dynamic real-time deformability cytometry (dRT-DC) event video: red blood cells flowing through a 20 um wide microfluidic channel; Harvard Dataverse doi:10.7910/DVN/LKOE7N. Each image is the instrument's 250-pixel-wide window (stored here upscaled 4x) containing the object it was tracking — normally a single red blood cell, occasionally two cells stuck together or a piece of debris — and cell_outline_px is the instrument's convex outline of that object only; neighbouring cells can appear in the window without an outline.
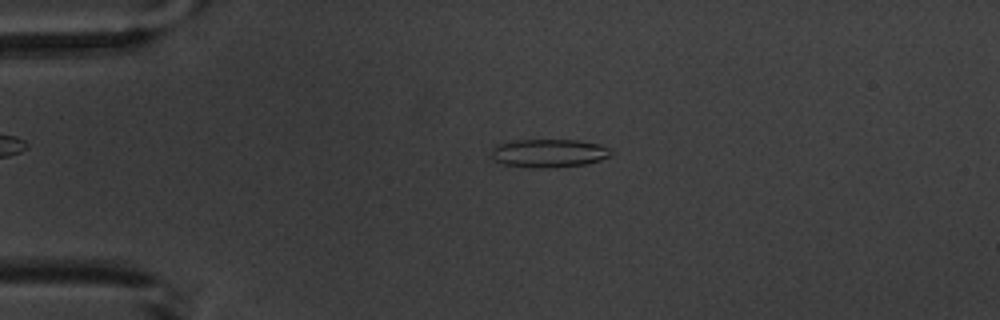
{"species": "common noctule bat (a hibernating species)", "species_latin": "Nyctalus noctula", "temperature_condition": "warm", "stored_images_in_passage": 4, "camera_frame_rate_fps": 3000, "um_per_image_px": 0.085, "animal": {"sex": "male", "body_mass_g": 20.1, "forearm_length_mm": 53.5}, "frame": {"image": 1, "passage_image": 3, "time_ms": 2.333, "image_size_px": [1000, 320], "cell_outline_px": [[612, 156], [600, 160], [584, 164], [548, 168], [528, 168], [504, 164], [492, 160], [492, 148], [496, 144], [516, 140], [576, 140], [600, 144], [608, 148], [612, 152]], "centroid_in_image_um": [46.63, 13.02], "position_along_channel_um": 38.4, "area_um2": 19.88}}
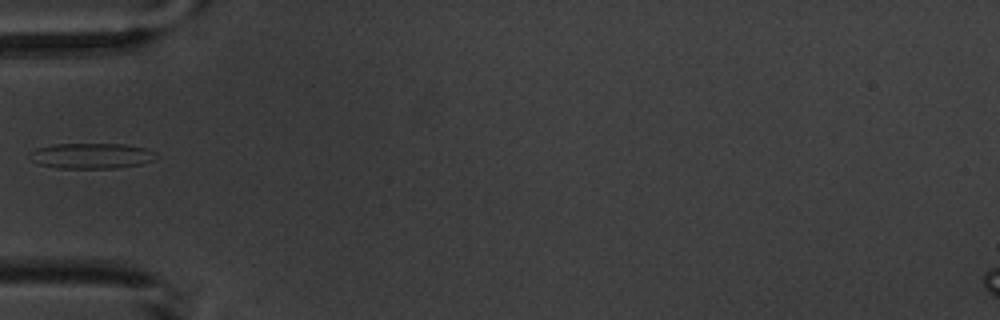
{"frame": {"image": 2, "passage_image": 4, "time_ms": 4.333, "image_size_px": [1000, 320], "cell_outline_px": [[160, 156], [156, 160], [140, 164], [116, 168], [56, 168], [40, 164], [32, 160], [28, 152], [36, 148], [52, 144], [124, 144], [144, 148], [156, 152]], "centroid_in_image_um": [7.8, 13.24], "position_along_channel_um": 77.2, "area_um2": 18.96}}